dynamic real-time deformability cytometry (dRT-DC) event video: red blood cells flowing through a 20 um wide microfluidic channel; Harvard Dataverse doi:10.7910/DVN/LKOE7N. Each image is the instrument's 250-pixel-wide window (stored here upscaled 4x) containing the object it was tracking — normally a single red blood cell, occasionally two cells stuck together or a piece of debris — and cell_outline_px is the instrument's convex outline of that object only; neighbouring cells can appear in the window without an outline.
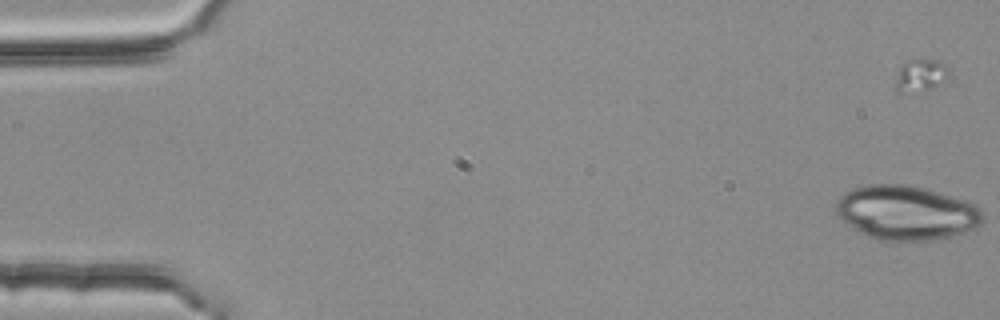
{"species": "common noctule bat (a hibernating species)", "species_latin": "Nyctalus noctula", "temperature_condition": "room temperature", "stored_images_in_passage": 7, "camera_frame_rate_fps": 3000, "um_per_image_px": 0.085, "animal": {"sex": "female", "body_mass_g": 25.1}, "frame": {"image": 1, "passage_image": 1, "time_ms": 0.0, "image_size_px": [1000, 320], "cell_outline_px": [[984, 220], [976, 228], [952, 236], [936, 240], [876, 240], [860, 232], [844, 220], [836, 212], [836, 200], [844, 192], [852, 188], [868, 184], [908, 184], [924, 188], [968, 200], [976, 204], [980, 208], [984, 216]], "centroid_in_image_um": [77.07, 18.06], "position_along_channel_um": 7.9, "area_um2": 46.7}}